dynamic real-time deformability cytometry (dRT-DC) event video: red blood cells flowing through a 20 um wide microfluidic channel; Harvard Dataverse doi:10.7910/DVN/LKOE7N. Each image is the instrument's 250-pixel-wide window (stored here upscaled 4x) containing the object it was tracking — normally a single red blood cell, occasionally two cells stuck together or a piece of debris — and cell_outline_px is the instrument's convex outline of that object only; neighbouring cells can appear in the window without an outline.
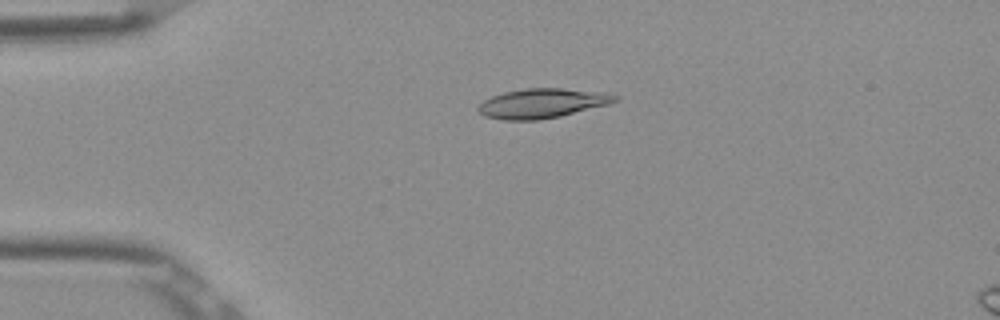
{"species": "Egyptian fruit bat (a non-hibernating species)", "species_latin": "Rousettus aegyptiacus", "temperature_condition": "room temperature", "stored_images_in_passage": 5, "camera_frame_rate_fps": 3000, "um_per_image_px": 0.085, "frame": {"image": 1, "passage_image": 3, "time_ms": 0.667, "image_size_px": [1000, 320], "cell_outline_px": [[620, 100], [608, 104], [560, 116], [540, 120], [504, 120], [484, 116], [476, 108], [484, 100], [492, 96], [504, 92], [524, 88], [560, 88], [612, 92], [620, 96]], "centroid_in_image_um": [46.15, 8.77], "position_along_channel_um": 38.9, "area_um2": 23.81}}
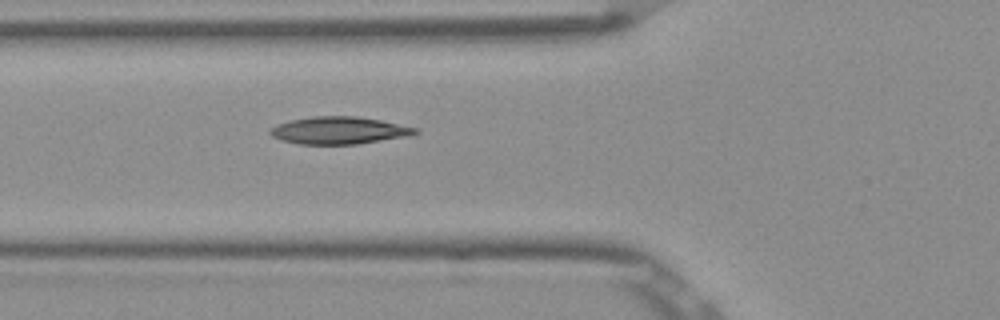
{"frame": {"image": 2, "passage_image": 5, "time_ms": 1.333, "image_size_px": [1000, 320], "cell_outline_px": [[420, 132], [412, 136], [360, 144], [300, 144], [280, 140], [272, 136], [268, 132], [276, 124], [288, 120], [312, 116], [356, 116], [380, 120], [420, 128]], "centroid_in_image_um": [28.87, 11.09], "position_along_channel_um": 96.9, "area_um2": 23.52}}